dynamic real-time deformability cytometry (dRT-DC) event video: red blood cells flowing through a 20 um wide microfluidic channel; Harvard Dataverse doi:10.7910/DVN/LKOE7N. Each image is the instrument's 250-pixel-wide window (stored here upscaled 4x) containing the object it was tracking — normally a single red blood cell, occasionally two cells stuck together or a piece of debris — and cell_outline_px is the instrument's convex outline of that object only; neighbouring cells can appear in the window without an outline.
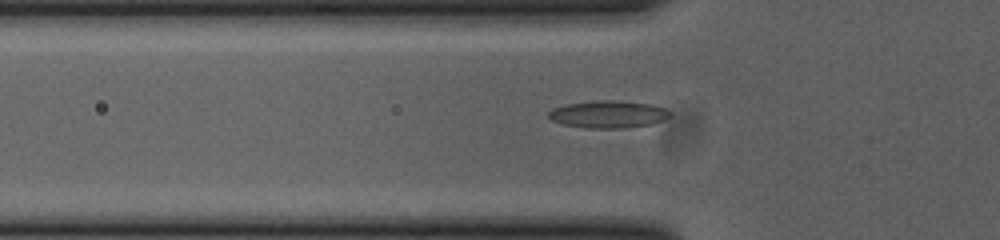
{"species": "common noctule bat (a hibernating species)", "species_latin": "Nyctalus noctula", "temperature_condition": "cold", "stored_images_in_passage": 49, "camera_frame_rate_fps": 3000, "um_per_image_px": 0.085, "animal": {"sex": "female", "body_mass_g": 23.0, "forearm_length_mm": 53.4}, "frame": {"image": 1, "passage_image": 17, "time_ms": 5.333, "image_size_px": [1000, 240], "cell_outline_px": [[672, 116], [664, 120], [652, 124], [624, 128], [588, 128], [564, 124], [552, 120], [548, 116], [548, 112], [552, 108], [564, 104], [596, 100], [616, 100], [652, 104], [664, 108], [672, 112]], "centroid_in_image_um": [51.73, 9.7], "position_along_channel_um": 74.1, "area_um2": 19.54}}
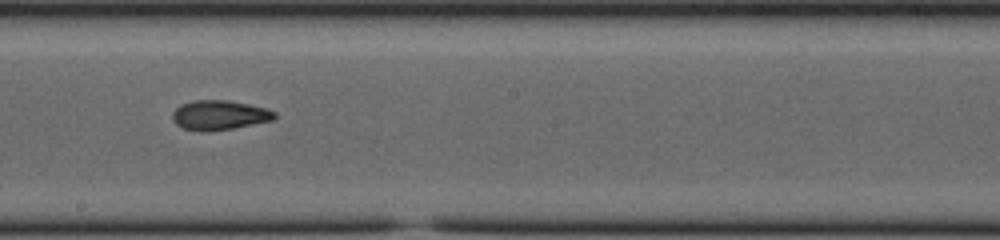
{"frame": {"image": 2, "passage_image": 29, "time_ms": 9.333, "image_size_px": [1000, 240], "cell_outline_px": [[276, 116], [272, 120], [232, 128], [208, 132], [204, 132], [184, 128], [176, 124], [172, 120], [172, 112], [180, 104], [192, 100], [228, 100], [268, 108], [276, 112]], "centroid_in_image_um": [18.62, 9.77], "position_along_channel_um": 229.6, "area_um2": 17.69}}
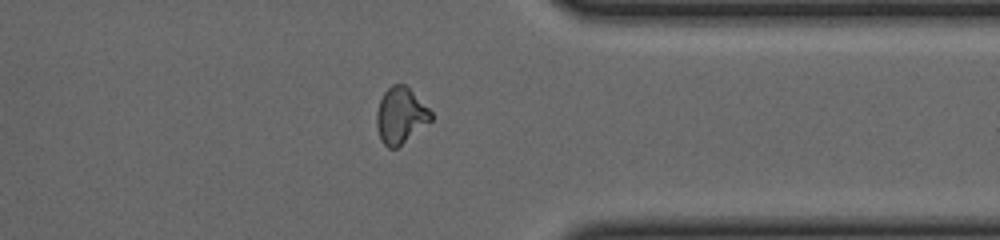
{"frame": {"image": 3, "passage_image": 41, "time_ms": 13.333, "image_size_px": [1000, 240], "cell_outline_px": [[432, 120], [396, 148], [388, 148], [380, 140], [376, 128], [376, 112], [380, 100], [384, 92], [392, 84], [404, 84], [432, 112]], "centroid_in_image_um": [34.01, 9.83], "position_along_channel_um": 377.4, "area_um2": 17.57}, "authors_computed_cell_mechanics": {"area_um2": 17.5134, "velocity_mm_per_s": 3.8741, "shape_relaxation_time_tau1_ms": null, "shape_relaxation_time_tau2_ms": 3.2137, "deformation_change_tau1": null, "deformation_change_tau2": 0.1012}}